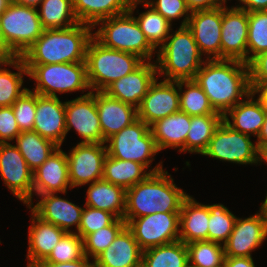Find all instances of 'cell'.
<instances>
[{"mask_svg":"<svg viewBox=\"0 0 267 267\" xmlns=\"http://www.w3.org/2000/svg\"><path fill=\"white\" fill-rule=\"evenodd\" d=\"M264 52H267V10L248 12L247 64Z\"/></svg>","mask_w":267,"mask_h":267,"instance_id":"40","label":"cell"},{"mask_svg":"<svg viewBox=\"0 0 267 267\" xmlns=\"http://www.w3.org/2000/svg\"><path fill=\"white\" fill-rule=\"evenodd\" d=\"M36 267H94L93 261L89 262V258L84 256L80 260H75L72 262L63 263H50V262H40Z\"/></svg>","mask_w":267,"mask_h":267,"instance_id":"50","label":"cell"},{"mask_svg":"<svg viewBox=\"0 0 267 267\" xmlns=\"http://www.w3.org/2000/svg\"><path fill=\"white\" fill-rule=\"evenodd\" d=\"M157 64L144 61L136 70L114 81L103 92L138 108L150 86L156 80Z\"/></svg>","mask_w":267,"mask_h":267,"instance_id":"19","label":"cell"},{"mask_svg":"<svg viewBox=\"0 0 267 267\" xmlns=\"http://www.w3.org/2000/svg\"><path fill=\"white\" fill-rule=\"evenodd\" d=\"M191 12L224 6L226 0H185Z\"/></svg>","mask_w":267,"mask_h":267,"instance_id":"49","label":"cell"},{"mask_svg":"<svg viewBox=\"0 0 267 267\" xmlns=\"http://www.w3.org/2000/svg\"><path fill=\"white\" fill-rule=\"evenodd\" d=\"M262 213H264L267 216V194L264 202L261 204L260 210Z\"/></svg>","mask_w":267,"mask_h":267,"instance_id":"59","label":"cell"},{"mask_svg":"<svg viewBox=\"0 0 267 267\" xmlns=\"http://www.w3.org/2000/svg\"><path fill=\"white\" fill-rule=\"evenodd\" d=\"M9 58H0V66H4V63L8 60Z\"/></svg>","mask_w":267,"mask_h":267,"instance_id":"60","label":"cell"},{"mask_svg":"<svg viewBox=\"0 0 267 267\" xmlns=\"http://www.w3.org/2000/svg\"><path fill=\"white\" fill-rule=\"evenodd\" d=\"M5 66H13L18 72H11L7 68L0 66V107L12 106L14 102L28 88H23V75H28V70L21 57H10L5 63Z\"/></svg>","mask_w":267,"mask_h":267,"instance_id":"35","label":"cell"},{"mask_svg":"<svg viewBox=\"0 0 267 267\" xmlns=\"http://www.w3.org/2000/svg\"><path fill=\"white\" fill-rule=\"evenodd\" d=\"M179 213L162 212L124 219L140 248L146 249L179 240Z\"/></svg>","mask_w":267,"mask_h":267,"instance_id":"11","label":"cell"},{"mask_svg":"<svg viewBox=\"0 0 267 267\" xmlns=\"http://www.w3.org/2000/svg\"><path fill=\"white\" fill-rule=\"evenodd\" d=\"M143 7L149 8L147 11L140 13L135 17L141 31L145 34L149 43L156 49L160 48L166 41L172 24L166 20L160 13L154 10L145 1ZM171 30V31H170Z\"/></svg>","mask_w":267,"mask_h":267,"instance_id":"38","label":"cell"},{"mask_svg":"<svg viewBox=\"0 0 267 267\" xmlns=\"http://www.w3.org/2000/svg\"><path fill=\"white\" fill-rule=\"evenodd\" d=\"M59 146L48 159L33 171V193H66L71 189L66 153Z\"/></svg>","mask_w":267,"mask_h":267,"instance_id":"22","label":"cell"},{"mask_svg":"<svg viewBox=\"0 0 267 267\" xmlns=\"http://www.w3.org/2000/svg\"><path fill=\"white\" fill-rule=\"evenodd\" d=\"M107 154L120 160H130L150 167L157 149L152 131L144 121L137 119L106 140Z\"/></svg>","mask_w":267,"mask_h":267,"instance_id":"9","label":"cell"},{"mask_svg":"<svg viewBox=\"0 0 267 267\" xmlns=\"http://www.w3.org/2000/svg\"><path fill=\"white\" fill-rule=\"evenodd\" d=\"M208 208V240L224 244L233 231L237 217L223 204L208 205Z\"/></svg>","mask_w":267,"mask_h":267,"instance_id":"41","label":"cell"},{"mask_svg":"<svg viewBox=\"0 0 267 267\" xmlns=\"http://www.w3.org/2000/svg\"><path fill=\"white\" fill-rule=\"evenodd\" d=\"M0 44L2 45L1 26H0Z\"/></svg>","mask_w":267,"mask_h":267,"instance_id":"61","label":"cell"},{"mask_svg":"<svg viewBox=\"0 0 267 267\" xmlns=\"http://www.w3.org/2000/svg\"><path fill=\"white\" fill-rule=\"evenodd\" d=\"M0 175L15 197L26 205L32 203L33 171L15 145L0 143Z\"/></svg>","mask_w":267,"mask_h":267,"instance_id":"13","label":"cell"},{"mask_svg":"<svg viewBox=\"0 0 267 267\" xmlns=\"http://www.w3.org/2000/svg\"><path fill=\"white\" fill-rule=\"evenodd\" d=\"M14 3L37 8L42 0H12Z\"/></svg>","mask_w":267,"mask_h":267,"instance_id":"54","label":"cell"},{"mask_svg":"<svg viewBox=\"0 0 267 267\" xmlns=\"http://www.w3.org/2000/svg\"><path fill=\"white\" fill-rule=\"evenodd\" d=\"M248 12L222 6L221 59L247 64Z\"/></svg>","mask_w":267,"mask_h":267,"instance_id":"16","label":"cell"},{"mask_svg":"<svg viewBox=\"0 0 267 267\" xmlns=\"http://www.w3.org/2000/svg\"><path fill=\"white\" fill-rule=\"evenodd\" d=\"M38 15L44 29L69 28L79 23L72 0H42Z\"/></svg>","mask_w":267,"mask_h":267,"instance_id":"36","label":"cell"},{"mask_svg":"<svg viewBox=\"0 0 267 267\" xmlns=\"http://www.w3.org/2000/svg\"><path fill=\"white\" fill-rule=\"evenodd\" d=\"M16 147L32 171L40 167L59 146L41 137L37 132H21L16 137Z\"/></svg>","mask_w":267,"mask_h":267,"instance_id":"33","label":"cell"},{"mask_svg":"<svg viewBox=\"0 0 267 267\" xmlns=\"http://www.w3.org/2000/svg\"><path fill=\"white\" fill-rule=\"evenodd\" d=\"M259 152L267 146V115L256 141Z\"/></svg>","mask_w":267,"mask_h":267,"instance_id":"53","label":"cell"},{"mask_svg":"<svg viewBox=\"0 0 267 267\" xmlns=\"http://www.w3.org/2000/svg\"><path fill=\"white\" fill-rule=\"evenodd\" d=\"M33 131L41 137L62 145L66 137L65 102L59 97L36 93V112Z\"/></svg>","mask_w":267,"mask_h":267,"instance_id":"20","label":"cell"},{"mask_svg":"<svg viewBox=\"0 0 267 267\" xmlns=\"http://www.w3.org/2000/svg\"><path fill=\"white\" fill-rule=\"evenodd\" d=\"M210 212L208 205L188 196L179 213V240L185 244L208 240Z\"/></svg>","mask_w":267,"mask_h":267,"instance_id":"28","label":"cell"},{"mask_svg":"<svg viewBox=\"0 0 267 267\" xmlns=\"http://www.w3.org/2000/svg\"><path fill=\"white\" fill-rule=\"evenodd\" d=\"M66 156L71 188L102 179L107 156L105 143H78Z\"/></svg>","mask_w":267,"mask_h":267,"instance_id":"12","label":"cell"},{"mask_svg":"<svg viewBox=\"0 0 267 267\" xmlns=\"http://www.w3.org/2000/svg\"><path fill=\"white\" fill-rule=\"evenodd\" d=\"M31 216L27 259L29 260L28 266H36L50 255L54 246L66 232L54 224L41 220L33 212Z\"/></svg>","mask_w":267,"mask_h":267,"instance_id":"27","label":"cell"},{"mask_svg":"<svg viewBox=\"0 0 267 267\" xmlns=\"http://www.w3.org/2000/svg\"><path fill=\"white\" fill-rule=\"evenodd\" d=\"M223 267H255L252 257L225 256Z\"/></svg>","mask_w":267,"mask_h":267,"instance_id":"51","label":"cell"},{"mask_svg":"<svg viewBox=\"0 0 267 267\" xmlns=\"http://www.w3.org/2000/svg\"><path fill=\"white\" fill-rule=\"evenodd\" d=\"M28 76L36 81L33 92L58 97L57 93H67L90 89L87 80L86 63H60L45 65H25Z\"/></svg>","mask_w":267,"mask_h":267,"instance_id":"8","label":"cell"},{"mask_svg":"<svg viewBox=\"0 0 267 267\" xmlns=\"http://www.w3.org/2000/svg\"><path fill=\"white\" fill-rule=\"evenodd\" d=\"M167 171L150 173L143 181L126 190L124 219L162 212H180L189 196L174 184Z\"/></svg>","mask_w":267,"mask_h":267,"instance_id":"3","label":"cell"},{"mask_svg":"<svg viewBox=\"0 0 267 267\" xmlns=\"http://www.w3.org/2000/svg\"><path fill=\"white\" fill-rule=\"evenodd\" d=\"M146 2L170 23L174 19L185 17L180 26H186L191 15L185 0H133Z\"/></svg>","mask_w":267,"mask_h":267,"instance_id":"46","label":"cell"},{"mask_svg":"<svg viewBox=\"0 0 267 267\" xmlns=\"http://www.w3.org/2000/svg\"><path fill=\"white\" fill-rule=\"evenodd\" d=\"M21 132L33 131L36 112V93L26 90L12 105Z\"/></svg>","mask_w":267,"mask_h":267,"instance_id":"44","label":"cell"},{"mask_svg":"<svg viewBox=\"0 0 267 267\" xmlns=\"http://www.w3.org/2000/svg\"><path fill=\"white\" fill-rule=\"evenodd\" d=\"M250 135L233 130L225 121L214 132L202 155L237 164H258L260 152Z\"/></svg>","mask_w":267,"mask_h":267,"instance_id":"10","label":"cell"},{"mask_svg":"<svg viewBox=\"0 0 267 267\" xmlns=\"http://www.w3.org/2000/svg\"><path fill=\"white\" fill-rule=\"evenodd\" d=\"M186 26L202 55L207 54L208 60L221 59L222 6L191 12Z\"/></svg>","mask_w":267,"mask_h":267,"instance_id":"18","label":"cell"},{"mask_svg":"<svg viewBox=\"0 0 267 267\" xmlns=\"http://www.w3.org/2000/svg\"><path fill=\"white\" fill-rule=\"evenodd\" d=\"M133 0H72L79 23L95 27L103 19L126 13Z\"/></svg>","mask_w":267,"mask_h":267,"instance_id":"31","label":"cell"},{"mask_svg":"<svg viewBox=\"0 0 267 267\" xmlns=\"http://www.w3.org/2000/svg\"><path fill=\"white\" fill-rule=\"evenodd\" d=\"M140 3L132 1L128 12L100 20L96 25L101 26L93 33V37L106 48L133 53L144 61H151L157 50L149 43L132 16Z\"/></svg>","mask_w":267,"mask_h":267,"instance_id":"5","label":"cell"},{"mask_svg":"<svg viewBox=\"0 0 267 267\" xmlns=\"http://www.w3.org/2000/svg\"><path fill=\"white\" fill-rule=\"evenodd\" d=\"M255 94H259V96H257V97H259L262 100V102L265 106V109L267 111V86H263V87L259 88L255 92Z\"/></svg>","mask_w":267,"mask_h":267,"instance_id":"55","label":"cell"},{"mask_svg":"<svg viewBox=\"0 0 267 267\" xmlns=\"http://www.w3.org/2000/svg\"><path fill=\"white\" fill-rule=\"evenodd\" d=\"M259 212L245 219H236L233 231L223 244L225 256L252 257L251 252L266 240L267 216Z\"/></svg>","mask_w":267,"mask_h":267,"instance_id":"17","label":"cell"},{"mask_svg":"<svg viewBox=\"0 0 267 267\" xmlns=\"http://www.w3.org/2000/svg\"><path fill=\"white\" fill-rule=\"evenodd\" d=\"M83 239L76 232L65 233L42 262L63 263L80 260L84 257Z\"/></svg>","mask_w":267,"mask_h":267,"instance_id":"43","label":"cell"},{"mask_svg":"<svg viewBox=\"0 0 267 267\" xmlns=\"http://www.w3.org/2000/svg\"><path fill=\"white\" fill-rule=\"evenodd\" d=\"M262 161L267 163V146L260 152V162Z\"/></svg>","mask_w":267,"mask_h":267,"instance_id":"58","label":"cell"},{"mask_svg":"<svg viewBox=\"0 0 267 267\" xmlns=\"http://www.w3.org/2000/svg\"><path fill=\"white\" fill-rule=\"evenodd\" d=\"M116 219L117 217L108 211L85 205L82 212L81 223L76 233L84 239L88 234L111 225Z\"/></svg>","mask_w":267,"mask_h":267,"instance_id":"45","label":"cell"},{"mask_svg":"<svg viewBox=\"0 0 267 267\" xmlns=\"http://www.w3.org/2000/svg\"><path fill=\"white\" fill-rule=\"evenodd\" d=\"M243 5H237L240 9L247 12L267 10V0H240Z\"/></svg>","mask_w":267,"mask_h":267,"instance_id":"52","label":"cell"},{"mask_svg":"<svg viewBox=\"0 0 267 267\" xmlns=\"http://www.w3.org/2000/svg\"><path fill=\"white\" fill-rule=\"evenodd\" d=\"M223 120L222 114L191 116V124L186 137V152L202 155Z\"/></svg>","mask_w":267,"mask_h":267,"instance_id":"34","label":"cell"},{"mask_svg":"<svg viewBox=\"0 0 267 267\" xmlns=\"http://www.w3.org/2000/svg\"><path fill=\"white\" fill-rule=\"evenodd\" d=\"M21 133L12 106L0 107V143H8Z\"/></svg>","mask_w":267,"mask_h":267,"instance_id":"47","label":"cell"},{"mask_svg":"<svg viewBox=\"0 0 267 267\" xmlns=\"http://www.w3.org/2000/svg\"><path fill=\"white\" fill-rule=\"evenodd\" d=\"M186 267H196V266H193V265L188 264Z\"/></svg>","mask_w":267,"mask_h":267,"instance_id":"62","label":"cell"},{"mask_svg":"<svg viewBox=\"0 0 267 267\" xmlns=\"http://www.w3.org/2000/svg\"><path fill=\"white\" fill-rule=\"evenodd\" d=\"M95 100L105 141L138 119L137 108L112 98L103 91L95 92Z\"/></svg>","mask_w":267,"mask_h":267,"instance_id":"24","label":"cell"},{"mask_svg":"<svg viewBox=\"0 0 267 267\" xmlns=\"http://www.w3.org/2000/svg\"><path fill=\"white\" fill-rule=\"evenodd\" d=\"M183 86L186 88L184 91ZM179 104L180 111L189 116L220 114L213 109L207 95L194 79L179 80Z\"/></svg>","mask_w":267,"mask_h":267,"instance_id":"37","label":"cell"},{"mask_svg":"<svg viewBox=\"0 0 267 267\" xmlns=\"http://www.w3.org/2000/svg\"><path fill=\"white\" fill-rule=\"evenodd\" d=\"M65 122L66 133L74 128L83 139L79 143H106L101 131L94 91L65 102Z\"/></svg>","mask_w":267,"mask_h":267,"instance_id":"14","label":"cell"},{"mask_svg":"<svg viewBox=\"0 0 267 267\" xmlns=\"http://www.w3.org/2000/svg\"><path fill=\"white\" fill-rule=\"evenodd\" d=\"M38 196L41 199L36 205L33 206L32 202L27 206L29 209L31 208V212L41 220L54 224L67 233L74 232L69 230V228L75 225L76 232H78L83 212L82 207L75 205L65 198L58 197L57 193H47Z\"/></svg>","mask_w":267,"mask_h":267,"instance_id":"21","label":"cell"},{"mask_svg":"<svg viewBox=\"0 0 267 267\" xmlns=\"http://www.w3.org/2000/svg\"><path fill=\"white\" fill-rule=\"evenodd\" d=\"M125 226L126 221L117 218L111 225L88 234L83 239L84 255L87 258L90 256L94 260L114 241L115 237Z\"/></svg>","mask_w":267,"mask_h":267,"instance_id":"42","label":"cell"},{"mask_svg":"<svg viewBox=\"0 0 267 267\" xmlns=\"http://www.w3.org/2000/svg\"><path fill=\"white\" fill-rule=\"evenodd\" d=\"M203 64L194 80L207 95L213 109L223 116L252 92L249 65L245 62L206 59Z\"/></svg>","mask_w":267,"mask_h":267,"instance_id":"1","label":"cell"},{"mask_svg":"<svg viewBox=\"0 0 267 267\" xmlns=\"http://www.w3.org/2000/svg\"><path fill=\"white\" fill-rule=\"evenodd\" d=\"M188 248L180 240L146 249L142 253L141 267H186Z\"/></svg>","mask_w":267,"mask_h":267,"instance_id":"32","label":"cell"},{"mask_svg":"<svg viewBox=\"0 0 267 267\" xmlns=\"http://www.w3.org/2000/svg\"><path fill=\"white\" fill-rule=\"evenodd\" d=\"M126 190L103 179L89 184L86 206L105 210L124 219Z\"/></svg>","mask_w":267,"mask_h":267,"instance_id":"30","label":"cell"},{"mask_svg":"<svg viewBox=\"0 0 267 267\" xmlns=\"http://www.w3.org/2000/svg\"><path fill=\"white\" fill-rule=\"evenodd\" d=\"M186 245L190 265L196 267H223L225 259L223 244L204 240Z\"/></svg>","mask_w":267,"mask_h":267,"instance_id":"39","label":"cell"},{"mask_svg":"<svg viewBox=\"0 0 267 267\" xmlns=\"http://www.w3.org/2000/svg\"><path fill=\"white\" fill-rule=\"evenodd\" d=\"M157 80L158 78L152 83L137 108V118L148 126L180 111L179 80H163L161 82H157Z\"/></svg>","mask_w":267,"mask_h":267,"instance_id":"15","label":"cell"},{"mask_svg":"<svg viewBox=\"0 0 267 267\" xmlns=\"http://www.w3.org/2000/svg\"><path fill=\"white\" fill-rule=\"evenodd\" d=\"M254 92H251L245 100L243 99L232 107L225 115L224 121L233 130L257 136L264 124L267 111L262 100L258 97L254 99ZM232 122L230 121L229 117Z\"/></svg>","mask_w":267,"mask_h":267,"instance_id":"25","label":"cell"},{"mask_svg":"<svg viewBox=\"0 0 267 267\" xmlns=\"http://www.w3.org/2000/svg\"><path fill=\"white\" fill-rule=\"evenodd\" d=\"M191 124V116L178 111L163 119L157 120L150 126L157 149L179 148L186 152V137Z\"/></svg>","mask_w":267,"mask_h":267,"instance_id":"26","label":"cell"},{"mask_svg":"<svg viewBox=\"0 0 267 267\" xmlns=\"http://www.w3.org/2000/svg\"><path fill=\"white\" fill-rule=\"evenodd\" d=\"M156 53L157 73L164 74V80L194 79L205 62L187 26H180L177 31L169 34Z\"/></svg>","mask_w":267,"mask_h":267,"instance_id":"4","label":"cell"},{"mask_svg":"<svg viewBox=\"0 0 267 267\" xmlns=\"http://www.w3.org/2000/svg\"><path fill=\"white\" fill-rule=\"evenodd\" d=\"M93 28L78 23L69 28L45 29L21 59L25 65L85 63Z\"/></svg>","mask_w":267,"mask_h":267,"instance_id":"2","label":"cell"},{"mask_svg":"<svg viewBox=\"0 0 267 267\" xmlns=\"http://www.w3.org/2000/svg\"><path fill=\"white\" fill-rule=\"evenodd\" d=\"M143 250L125 226L114 241L94 260V267H141Z\"/></svg>","mask_w":267,"mask_h":267,"instance_id":"23","label":"cell"},{"mask_svg":"<svg viewBox=\"0 0 267 267\" xmlns=\"http://www.w3.org/2000/svg\"><path fill=\"white\" fill-rule=\"evenodd\" d=\"M162 162H159L152 170L137 162L120 160L107 154L104 160L102 179L114 185L123 187L125 190L143 181L150 173L162 171Z\"/></svg>","mask_w":267,"mask_h":267,"instance_id":"29","label":"cell"},{"mask_svg":"<svg viewBox=\"0 0 267 267\" xmlns=\"http://www.w3.org/2000/svg\"><path fill=\"white\" fill-rule=\"evenodd\" d=\"M0 26L2 46L11 57H21L45 30L37 8L13 1L0 15Z\"/></svg>","mask_w":267,"mask_h":267,"instance_id":"7","label":"cell"},{"mask_svg":"<svg viewBox=\"0 0 267 267\" xmlns=\"http://www.w3.org/2000/svg\"><path fill=\"white\" fill-rule=\"evenodd\" d=\"M10 54L7 50L0 44V58H10Z\"/></svg>","mask_w":267,"mask_h":267,"instance_id":"57","label":"cell"},{"mask_svg":"<svg viewBox=\"0 0 267 267\" xmlns=\"http://www.w3.org/2000/svg\"><path fill=\"white\" fill-rule=\"evenodd\" d=\"M12 0H0V15L8 8Z\"/></svg>","mask_w":267,"mask_h":267,"instance_id":"56","label":"cell"},{"mask_svg":"<svg viewBox=\"0 0 267 267\" xmlns=\"http://www.w3.org/2000/svg\"><path fill=\"white\" fill-rule=\"evenodd\" d=\"M143 62L142 58L133 53L106 48L93 37L88 44L85 59L91 91H104Z\"/></svg>","mask_w":267,"mask_h":267,"instance_id":"6","label":"cell"},{"mask_svg":"<svg viewBox=\"0 0 267 267\" xmlns=\"http://www.w3.org/2000/svg\"><path fill=\"white\" fill-rule=\"evenodd\" d=\"M250 86L252 92L267 86V52L256 56L249 64Z\"/></svg>","mask_w":267,"mask_h":267,"instance_id":"48","label":"cell"}]
</instances>
